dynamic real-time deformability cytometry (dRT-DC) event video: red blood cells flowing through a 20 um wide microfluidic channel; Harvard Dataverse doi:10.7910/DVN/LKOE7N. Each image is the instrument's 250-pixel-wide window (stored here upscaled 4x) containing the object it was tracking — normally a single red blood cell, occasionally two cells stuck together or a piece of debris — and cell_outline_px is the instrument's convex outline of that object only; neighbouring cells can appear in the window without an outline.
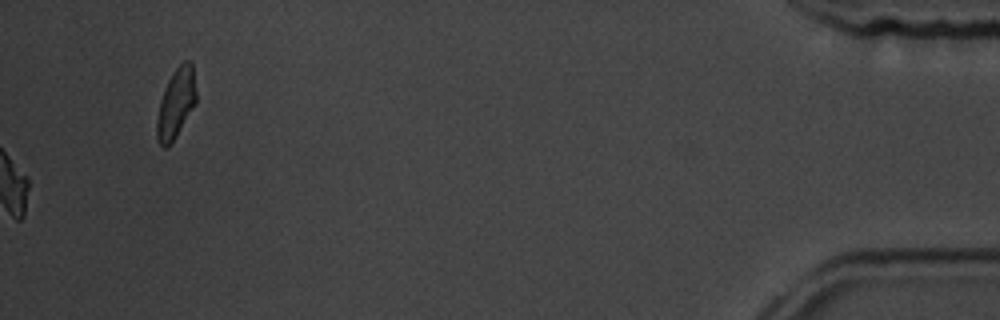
{"species": "common noctule bat (a hibernating species)", "species_latin": "Nyctalus noctula", "temperature_condition": "room temperature", "stored_images_in_passage": 58, "camera_frame_rate_fps": 3000, "um_per_image_px": 0.085, "animal": {"sex": "male", "body_mass_g": 19.5, "forearm_length_mm": 54.6}, "frame": {"image": 1, "passage_image": 58, "time_ms": 19.0, "image_size_px": [1000, 320], "cell_outline_px": [[196, 100], [168, 148], [164, 148], [160, 144], [156, 136], [156, 120], [160, 100], [168, 80], [176, 68], [184, 60], [192, 60], [196, 92]], "centroid_in_image_um": [14.94, 8.75], "position_along_channel_um": 420.3, "area_um2": 15.61}, "authors_computed_cell_mechanics": {"area_um2": 15.4615, "velocity_mm_per_s": 3.5591, "shape_relaxation_time_tau1_ms": 3.436, "shape_relaxation_time_tau2_ms": null, "deformation_change_tau1": 0.1305, "deformation_change_tau2": null}}